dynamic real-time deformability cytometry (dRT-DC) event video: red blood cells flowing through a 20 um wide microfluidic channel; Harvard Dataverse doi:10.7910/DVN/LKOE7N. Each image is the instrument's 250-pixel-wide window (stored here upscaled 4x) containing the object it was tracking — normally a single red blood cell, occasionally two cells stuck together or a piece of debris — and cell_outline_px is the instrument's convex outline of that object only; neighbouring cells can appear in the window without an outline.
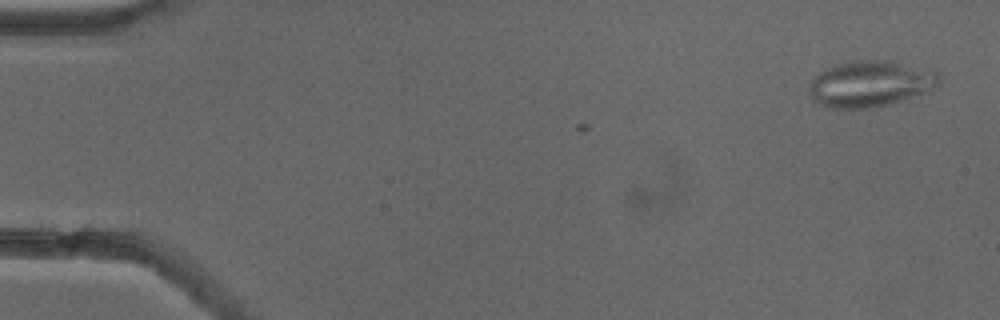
{"species": "common noctule bat (a hibernating species)", "species_latin": "Nyctalus noctula", "temperature_condition": "cold", "stored_images_in_passage": 8, "camera_frame_rate_fps": 3000, "um_per_image_px": 0.085, "animal": {"sex": "female"}, "frame": {"image": 1, "passage_image": 2, "time_ms": 0.333, "image_size_px": [1000, 320], "cell_outline_px": [[940, 84], [924, 92], [904, 100], [888, 104], [868, 108], [832, 108], [820, 104], [812, 100], [808, 92], [808, 84], [820, 72], [828, 68], [840, 64], [860, 60], [892, 60], [940, 72]], "centroid_in_image_um": [73.99, 7.12], "position_along_channel_um": 11.0, "area_um2": 34.85}}